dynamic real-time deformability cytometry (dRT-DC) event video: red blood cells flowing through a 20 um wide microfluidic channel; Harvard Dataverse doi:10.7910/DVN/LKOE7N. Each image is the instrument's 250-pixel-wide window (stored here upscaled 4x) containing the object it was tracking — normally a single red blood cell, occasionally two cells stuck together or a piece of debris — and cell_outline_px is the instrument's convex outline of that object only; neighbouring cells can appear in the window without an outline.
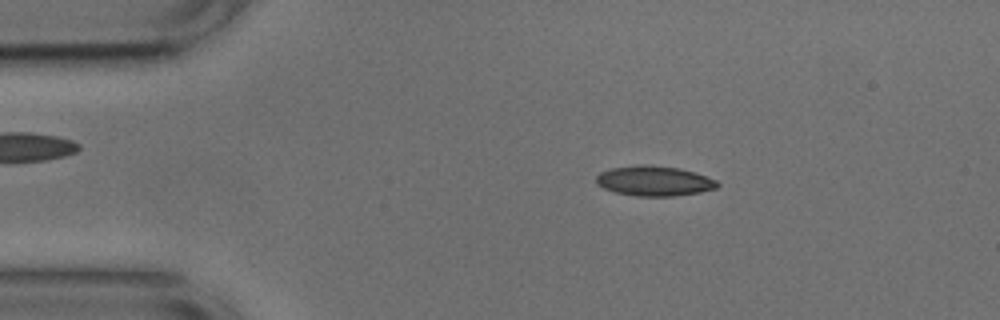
{"species": "common noctule bat (a hibernating species)", "species_latin": "Nyctalus noctula", "temperature_condition": "cold", "stored_images_in_passage": 51, "camera_frame_rate_fps": 3000, "um_per_image_px": 0.085, "animal": {"sex": "male", "body_mass_g": 17.9, "forearm_length_mm": 54.2}, "frame": {"image": 1, "passage_image": 8, "time_ms": 2.333, "image_size_px": [1000, 320], "cell_outline_px": [[720, 184], [716, 188], [700, 192], [672, 196], [636, 196], [616, 192], [604, 188], [596, 184], [596, 176], [600, 172], [612, 168], [644, 164], [680, 168], [716, 180]], "centroid_in_image_um": [55.58, 15.38], "position_along_channel_um": 29.4, "area_um2": 20.98}}
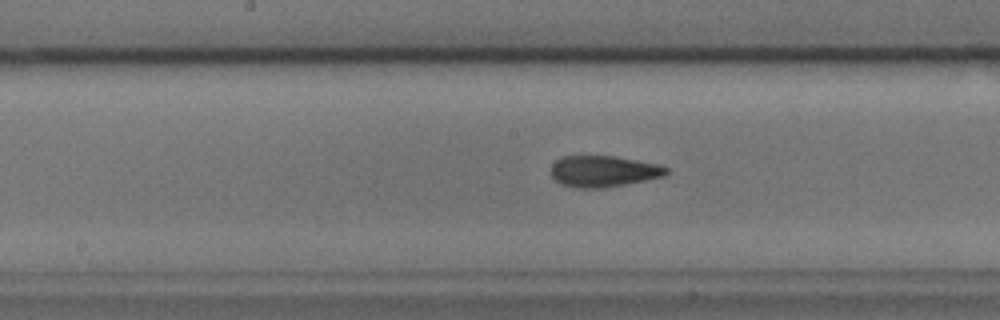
{"frame": {"image": 2, "passage_image": 25, "time_ms": 8.0, "image_size_px": [1000, 320], "cell_outline_px": [[668, 172], [664, 176], [624, 184], [600, 188], [572, 188], [560, 184], [552, 176], [552, 164], [556, 160], [564, 156], [616, 156], [656, 164], [668, 168]], "centroid_in_image_um": [51.26, 14.56], "position_along_channel_um": 196.9, "area_um2": 20.81}}
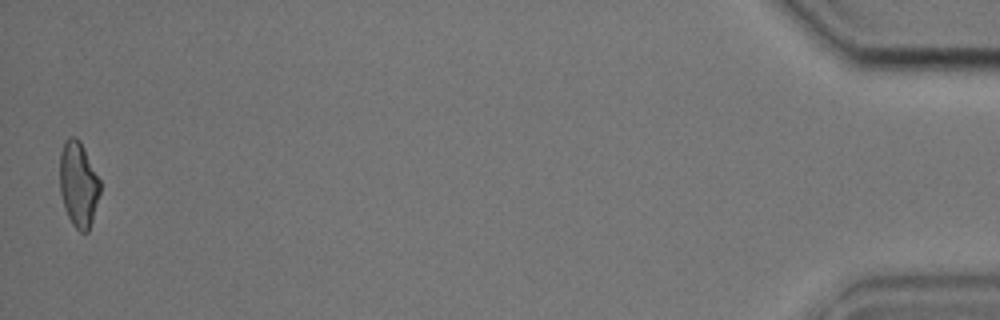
{"frame": {"image": 3, "passage_image": 51, "time_ms": 16.667, "image_size_px": [1000, 320], "cell_outline_px": [[100, 192], [92, 220], [88, 232], [80, 232], [72, 224], [64, 208], [60, 192], [60, 152], [64, 140], [68, 136], [76, 136], [80, 140], [100, 180]], "centroid_in_image_um": [6.65, 15.63], "position_along_channel_um": 428.5, "area_um2": 20.11}, "authors_computed_cell_mechanics": {"area_um2": 20.5768, "velocity_mm_per_s": 3.776, "shape_relaxation_time_tau1_ms": 10.9803, "shape_relaxation_time_tau2_ms": 3.256, "deformation_change_tau1": 0.2361, "deformation_change_tau2": 0.0932}}